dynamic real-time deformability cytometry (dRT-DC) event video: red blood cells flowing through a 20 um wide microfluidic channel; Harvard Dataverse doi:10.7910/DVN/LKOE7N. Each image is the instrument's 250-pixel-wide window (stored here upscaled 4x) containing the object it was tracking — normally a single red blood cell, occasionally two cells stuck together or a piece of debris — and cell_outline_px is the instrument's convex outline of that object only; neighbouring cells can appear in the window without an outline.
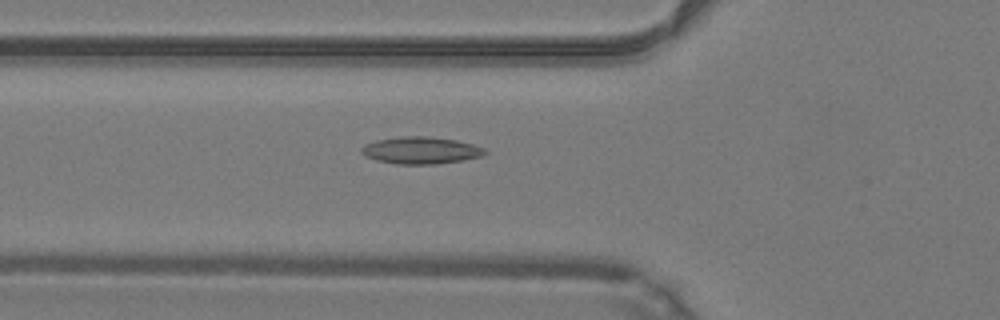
{"species": "common noctule bat (a hibernating species)", "species_latin": "Nyctalus noctula", "temperature_condition": "warm", "stored_images_in_passage": 49, "camera_frame_rate_fps": 3000, "um_per_image_px": 0.085, "animal": {"sex": "male", "body_mass_g": 19.2, "forearm_length_mm": 51.8}, "frame": {"image": 1, "passage_image": 18, "time_ms": 5.667, "image_size_px": [1000, 320], "cell_outline_px": [[488, 152], [484, 156], [464, 160], [436, 164], [396, 164], [376, 160], [364, 156], [360, 152], [360, 148], [364, 144], [376, 140], [400, 136], [428, 136], [456, 140], [472, 144], [484, 148]], "centroid_in_image_um": [35.76, 12.78], "position_along_channel_um": 90.0, "area_um2": 19.71}}
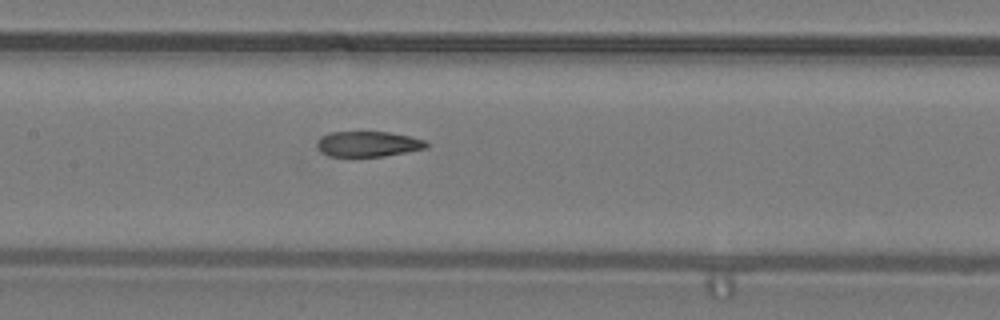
{"frame": {"image": 2, "passage_image": 24, "time_ms": 7.667, "image_size_px": [1000, 320], "cell_outline_px": [[428, 148], [384, 156], [356, 160], [328, 156], [320, 152], [316, 148], [316, 144], [328, 132], [388, 132], [408, 136], [424, 140], [428, 144]], "centroid_in_image_um": [31.22, 12.3], "position_along_channel_um": 176.2, "area_um2": 16.88}}
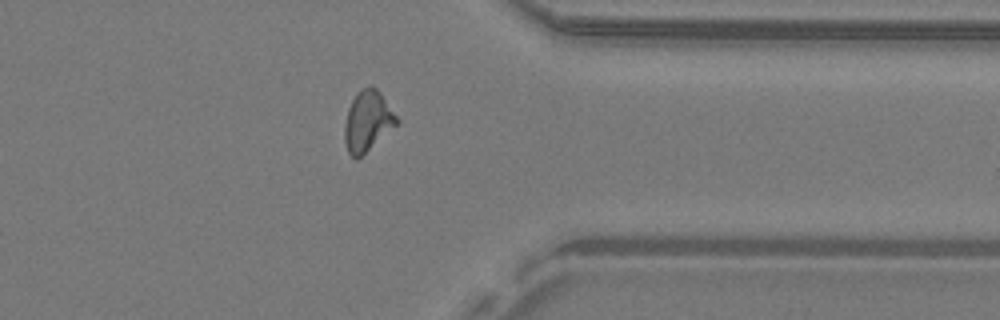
{"frame": {"image": 3, "passage_image": 39, "time_ms": 12.667, "image_size_px": [1000, 320], "cell_outline_px": [[400, 120], [396, 124], [356, 160], [348, 152], [344, 140], [344, 124], [348, 108], [356, 92], [360, 88], [368, 84], [372, 84], [380, 92]], "centroid_in_image_um": [31.22, 10.23], "position_along_channel_um": 380.2, "area_um2": 18.26}, "authors_computed_cell_mechanics": {"area_um2": 18.0336, "velocity_mm_per_s": 4.2612, "shape_relaxation_time_tau1_ms": 10.1667, "shape_relaxation_time_tau2_ms": 2.1031, "deformation_change_tau1": 0.2691, "deformation_change_tau2": 0.1027}}